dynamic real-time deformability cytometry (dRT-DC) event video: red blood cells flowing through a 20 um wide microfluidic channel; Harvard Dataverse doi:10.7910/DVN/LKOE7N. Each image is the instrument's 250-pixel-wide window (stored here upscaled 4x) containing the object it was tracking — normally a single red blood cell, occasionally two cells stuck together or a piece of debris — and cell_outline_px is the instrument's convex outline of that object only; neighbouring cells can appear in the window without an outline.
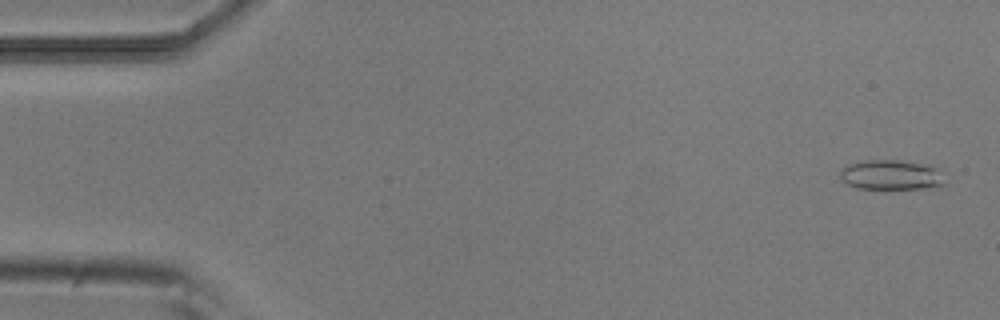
{"species": "common noctule bat (a hibernating species)", "species_latin": "Nyctalus noctula", "temperature_condition": "room temperature", "stored_images_in_passage": 51, "camera_frame_rate_fps": 3000, "um_per_image_px": 0.085, "animal": {"sex": "male", "body_mass_g": 20.5, "forearm_length_mm": 52.5}, "frame": {"image": 1, "passage_image": 1, "time_ms": 0.0, "image_size_px": [1000, 320], "cell_outline_px": [[944, 184], [924, 188], [856, 188], [844, 184], [840, 180], [840, 172], [848, 164], [864, 160], [900, 160], [928, 164], [940, 168]], "centroid_in_image_um": [75.72, 14.85], "position_along_channel_um": 9.3, "area_um2": 18.32}}
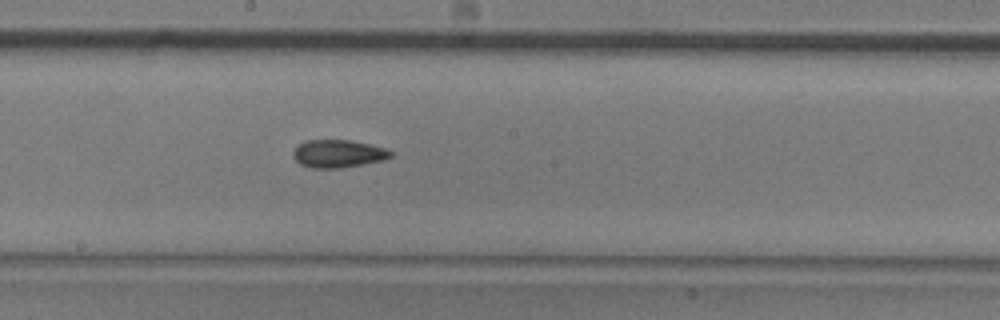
{"frame": {"image": 2, "passage_image": 27, "time_ms": 8.667, "image_size_px": [1000, 320], "cell_outline_px": [[392, 156], [384, 160], [364, 164], [340, 168], [312, 168], [300, 164], [292, 156], [292, 152], [296, 144], [304, 140], [352, 140], [384, 148], [392, 152]], "centroid_in_image_um": [28.69, 13.06], "position_along_channel_um": 219.5, "area_um2": 15.95}}
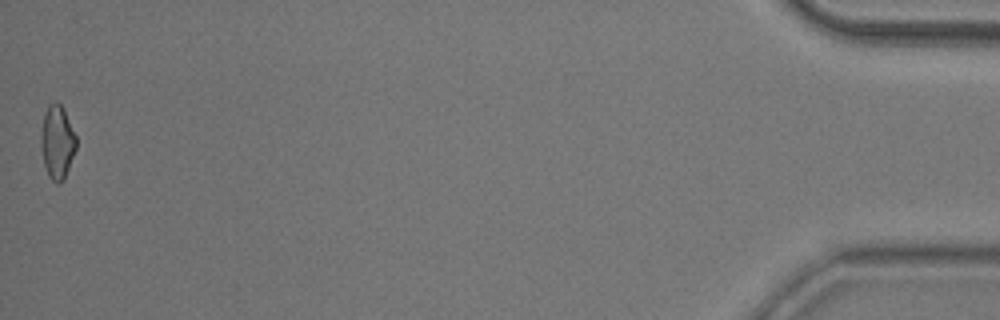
{"frame": {"image": 3, "passage_image": 51, "time_ms": 16.667, "image_size_px": [1000, 320], "cell_outline_px": [[76, 148], [64, 180], [60, 184], [56, 184], [48, 176], [44, 164], [40, 144], [40, 136], [44, 112], [48, 104], [56, 100], [64, 108], [76, 136]], "centroid_in_image_um": [4.85, 12.06], "position_along_channel_um": 430.3, "area_um2": 15.37}, "authors_computed_cell_mechanics": {"area_um2": 15.7794, "velocity_mm_per_s": 3.8671, "shape_relaxation_time_tau1_ms": 6.5266, "shape_relaxation_time_tau2_ms": 4.901, "deformation_change_tau1": 0.125, "deformation_change_tau2": 0.116}}